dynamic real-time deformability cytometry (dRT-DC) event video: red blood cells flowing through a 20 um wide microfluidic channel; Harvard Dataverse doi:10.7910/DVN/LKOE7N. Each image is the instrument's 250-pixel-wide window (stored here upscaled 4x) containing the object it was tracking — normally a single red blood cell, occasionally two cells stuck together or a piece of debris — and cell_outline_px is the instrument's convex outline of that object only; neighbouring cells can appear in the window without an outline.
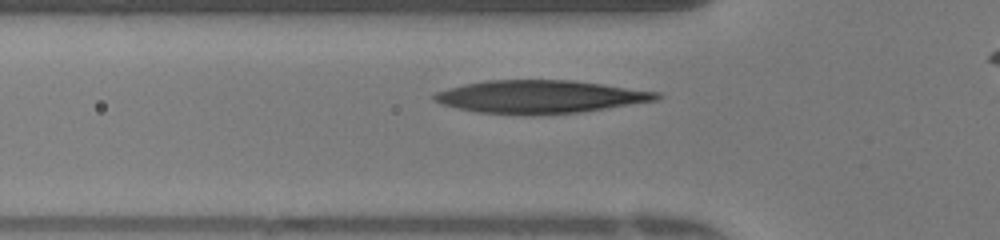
{"species": "human", "species_latin": "Homo sapiens", "temperature_condition": "warm", "stored_images_in_passage": 29, "camera_frame_rate_fps": 3000, "um_per_image_px": 0.085, "donor": {"sex": "female"}, "frame": {"image": 1, "passage_image": 5, "time_ms": 1.333, "image_size_px": [1000, 240], "cell_outline_px": [[664, 96], [656, 100], [604, 108], [576, 112], [532, 116], [480, 112], [460, 108], [444, 104], [432, 100], [432, 96], [436, 92], [448, 88], [464, 84], [488, 80], [572, 80], [660, 92]], "centroid_in_image_um": [45.9, 8.22], "position_along_channel_um": 79.9, "area_um2": 42.43}}
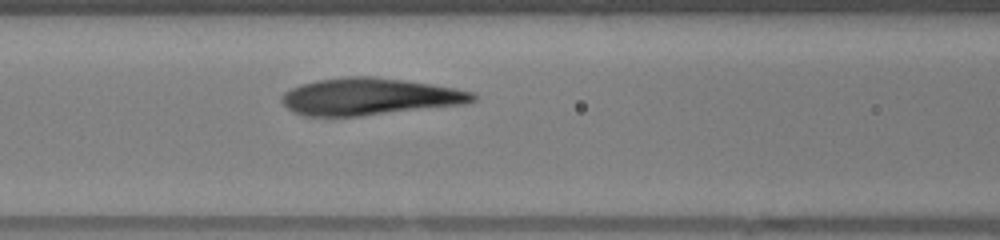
{"frame": {"image": 2, "passage_image": 9, "time_ms": 2.667, "image_size_px": [1000, 240], "cell_outline_px": [[476, 100], [464, 104], [360, 116], [308, 116], [296, 112], [288, 108], [280, 100], [280, 96], [284, 92], [300, 84], [316, 80], [344, 76], [372, 76], [432, 84], [472, 92], [476, 96]], "centroid_in_image_um": [31.37, 8.2], "position_along_channel_um": 135.2, "area_um2": 40.98}}
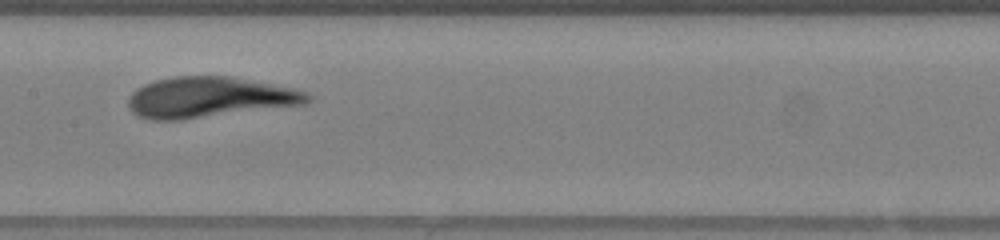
{"frame": {"image": 3, "passage_image": 13, "time_ms": 4.0, "image_size_px": [1000, 240], "cell_outline_px": [[312, 100], [304, 104], [180, 120], [152, 120], [140, 116], [132, 112], [128, 108], [128, 100], [132, 92], [144, 84], [156, 80], [176, 76], [228, 76], [288, 88], [304, 92], [312, 96]], "centroid_in_image_um": [17.73, 8.28], "position_along_channel_um": 189.7, "area_um2": 41.79}, "authors_computed_cell_mechanics": {"area_um2": 41.905, "velocity_mm_per_s": 4.0869, "shape_relaxation_time_tau1_ms": 2.1265, "shape_relaxation_time_tau2_ms": 0.7725, "deformation_change_tau1": 0.129, "deformation_change_tau2": 0.0759}}